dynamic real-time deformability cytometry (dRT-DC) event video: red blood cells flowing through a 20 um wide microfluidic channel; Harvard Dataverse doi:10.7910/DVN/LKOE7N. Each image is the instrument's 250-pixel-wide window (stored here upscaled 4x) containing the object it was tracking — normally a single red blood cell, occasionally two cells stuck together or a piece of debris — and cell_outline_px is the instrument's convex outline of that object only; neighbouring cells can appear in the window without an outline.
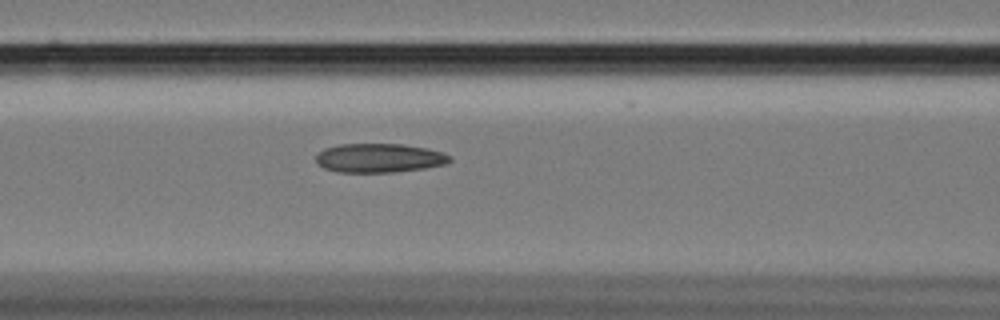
{"species": "Egyptian fruit bat (a non-hibernating species)", "species_latin": "Rousettus aegyptiacus", "temperature_condition": "cold", "stored_images_in_passage": 19, "camera_frame_rate_fps": 3000, "um_per_image_px": 0.085, "animal": {"sex": "female"}, "frame": {"image": 1, "passage_image": 14, "time_ms": 4.333, "image_size_px": [1000, 320], "cell_outline_px": [[452, 160], [444, 164], [424, 168], [392, 172], [336, 172], [324, 168], [316, 164], [316, 156], [324, 148], [340, 144], [404, 144], [428, 148], [444, 152], [452, 156]], "centroid_in_image_um": [32.24, 13.42], "position_along_channel_um": 134.4, "area_um2": 22.77}}